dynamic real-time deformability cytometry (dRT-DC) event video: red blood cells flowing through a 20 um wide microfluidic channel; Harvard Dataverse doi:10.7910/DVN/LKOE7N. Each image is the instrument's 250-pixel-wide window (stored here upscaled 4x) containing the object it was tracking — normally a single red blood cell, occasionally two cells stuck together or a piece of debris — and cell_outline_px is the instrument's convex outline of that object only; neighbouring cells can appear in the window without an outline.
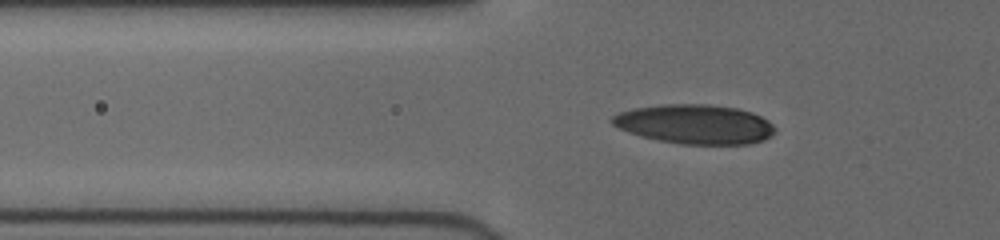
{"species": "human", "species_latin": "Homo sapiens", "temperature_condition": "cold", "stored_images_in_passage": 40, "camera_frame_rate_fps": 3000, "um_per_image_px": 0.085, "donor": {"sex": "female"}, "frame": {"image": 1, "passage_image": 7, "time_ms": 2.0, "image_size_px": [1000, 240], "cell_outline_px": [[776, 132], [772, 136], [764, 140], [748, 144], [680, 144], [640, 136], [628, 132], [612, 124], [608, 120], [612, 116], [620, 112], [636, 108], [660, 104], [708, 104], [736, 108], [752, 112], [768, 120], [776, 128]], "centroid_in_image_um": [59.08, 10.56], "position_along_channel_um": 66.7, "area_um2": 37.51}}
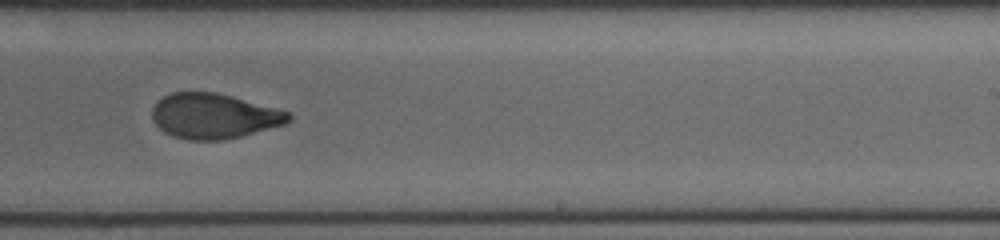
{"frame": {"image": 2, "passage_image": 23, "time_ms": 7.333, "image_size_px": [1000, 240], "cell_outline_px": [[292, 120], [284, 124], [240, 136], [224, 140], [188, 140], [172, 136], [164, 132], [152, 120], [152, 108], [164, 96], [172, 92], [216, 92], [232, 96], [292, 112]], "centroid_in_image_um": [18.19, 9.86], "position_along_channel_um": 270.8, "area_um2": 35.89}}
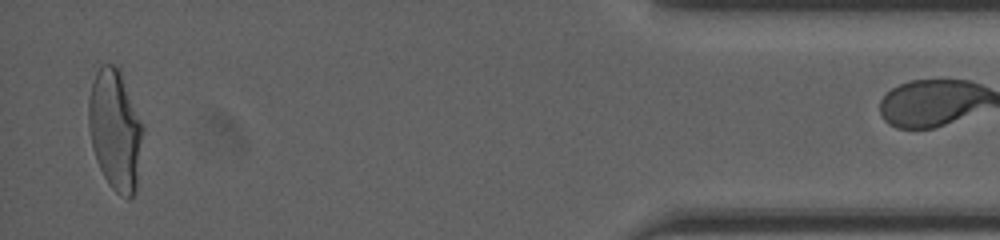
{"frame": {"image": 3, "passage_image": 39, "time_ms": 12.667, "image_size_px": [1000, 240], "cell_outline_px": [[144, 128], [136, 192], [128, 200], [120, 196], [108, 184], [96, 160], [92, 148], [88, 124], [88, 100], [92, 84], [96, 72], [100, 64], [112, 64], [120, 68]], "centroid_in_image_um": [9.8, 11.06], "position_along_channel_um": 425.4, "area_um2": 38.55}}